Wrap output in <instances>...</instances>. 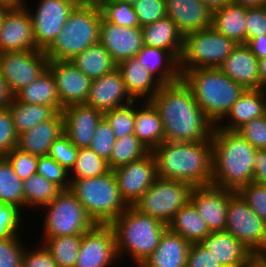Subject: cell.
I'll list each match as a JSON object with an SVG mask.
<instances>
[{
  "mask_svg": "<svg viewBox=\"0 0 266 267\" xmlns=\"http://www.w3.org/2000/svg\"><path fill=\"white\" fill-rule=\"evenodd\" d=\"M150 102L159 112L165 141L196 142L211 139L215 125L205 116L192 90L182 79L161 85Z\"/></svg>",
  "mask_w": 266,
  "mask_h": 267,
  "instance_id": "obj_1",
  "label": "cell"
},
{
  "mask_svg": "<svg viewBox=\"0 0 266 267\" xmlns=\"http://www.w3.org/2000/svg\"><path fill=\"white\" fill-rule=\"evenodd\" d=\"M152 153L159 178L185 182L192 187L212 184V139L196 142L164 141Z\"/></svg>",
  "mask_w": 266,
  "mask_h": 267,
  "instance_id": "obj_2",
  "label": "cell"
},
{
  "mask_svg": "<svg viewBox=\"0 0 266 267\" xmlns=\"http://www.w3.org/2000/svg\"><path fill=\"white\" fill-rule=\"evenodd\" d=\"M212 185L237 192L253 182L256 152L237 131L214 126L212 132Z\"/></svg>",
  "mask_w": 266,
  "mask_h": 267,
  "instance_id": "obj_3",
  "label": "cell"
},
{
  "mask_svg": "<svg viewBox=\"0 0 266 267\" xmlns=\"http://www.w3.org/2000/svg\"><path fill=\"white\" fill-rule=\"evenodd\" d=\"M181 79L192 90L195 101L215 126L246 90L225 75L220 68L186 70Z\"/></svg>",
  "mask_w": 266,
  "mask_h": 267,
  "instance_id": "obj_4",
  "label": "cell"
},
{
  "mask_svg": "<svg viewBox=\"0 0 266 267\" xmlns=\"http://www.w3.org/2000/svg\"><path fill=\"white\" fill-rule=\"evenodd\" d=\"M109 225L114 231L119 260L128 254V257L133 258L136 267L156 250L162 234L167 229V224L139 212L133 206H128Z\"/></svg>",
  "mask_w": 266,
  "mask_h": 267,
  "instance_id": "obj_5",
  "label": "cell"
},
{
  "mask_svg": "<svg viewBox=\"0 0 266 267\" xmlns=\"http://www.w3.org/2000/svg\"><path fill=\"white\" fill-rule=\"evenodd\" d=\"M102 13L97 2H80L70 13L61 32L44 51L49 61L72 60L99 42Z\"/></svg>",
  "mask_w": 266,
  "mask_h": 267,
  "instance_id": "obj_6",
  "label": "cell"
},
{
  "mask_svg": "<svg viewBox=\"0 0 266 267\" xmlns=\"http://www.w3.org/2000/svg\"><path fill=\"white\" fill-rule=\"evenodd\" d=\"M69 190L96 224H110L128 208L111 169L101 176L75 179Z\"/></svg>",
  "mask_w": 266,
  "mask_h": 267,
  "instance_id": "obj_7",
  "label": "cell"
},
{
  "mask_svg": "<svg viewBox=\"0 0 266 267\" xmlns=\"http://www.w3.org/2000/svg\"><path fill=\"white\" fill-rule=\"evenodd\" d=\"M237 44L212 26L184 36L179 60L181 75L195 68H219Z\"/></svg>",
  "mask_w": 266,
  "mask_h": 267,
  "instance_id": "obj_8",
  "label": "cell"
},
{
  "mask_svg": "<svg viewBox=\"0 0 266 267\" xmlns=\"http://www.w3.org/2000/svg\"><path fill=\"white\" fill-rule=\"evenodd\" d=\"M46 208L43 221L42 237H58L65 235H82L96 223L88 215L83 205L68 189L62 190Z\"/></svg>",
  "mask_w": 266,
  "mask_h": 267,
  "instance_id": "obj_9",
  "label": "cell"
},
{
  "mask_svg": "<svg viewBox=\"0 0 266 267\" xmlns=\"http://www.w3.org/2000/svg\"><path fill=\"white\" fill-rule=\"evenodd\" d=\"M193 187L185 182L157 178L133 207L168 224L189 201Z\"/></svg>",
  "mask_w": 266,
  "mask_h": 267,
  "instance_id": "obj_10",
  "label": "cell"
},
{
  "mask_svg": "<svg viewBox=\"0 0 266 267\" xmlns=\"http://www.w3.org/2000/svg\"><path fill=\"white\" fill-rule=\"evenodd\" d=\"M226 219L225 231L233 234L253 255L266 254V222L232 190H229Z\"/></svg>",
  "mask_w": 266,
  "mask_h": 267,
  "instance_id": "obj_11",
  "label": "cell"
},
{
  "mask_svg": "<svg viewBox=\"0 0 266 267\" xmlns=\"http://www.w3.org/2000/svg\"><path fill=\"white\" fill-rule=\"evenodd\" d=\"M48 58L43 50L0 53V74L14 96L33 82L48 68Z\"/></svg>",
  "mask_w": 266,
  "mask_h": 267,
  "instance_id": "obj_12",
  "label": "cell"
},
{
  "mask_svg": "<svg viewBox=\"0 0 266 267\" xmlns=\"http://www.w3.org/2000/svg\"><path fill=\"white\" fill-rule=\"evenodd\" d=\"M79 0H40L32 18L36 47L45 51L56 39Z\"/></svg>",
  "mask_w": 266,
  "mask_h": 267,
  "instance_id": "obj_13",
  "label": "cell"
},
{
  "mask_svg": "<svg viewBox=\"0 0 266 267\" xmlns=\"http://www.w3.org/2000/svg\"><path fill=\"white\" fill-rule=\"evenodd\" d=\"M119 262L114 231L109 224H96L82 234L75 267H111Z\"/></svg>",
  "mask_w": 266,
  "mask_h": 267,
  "instance_id": "obj_14",
  "label": "cell"
},
{
  "mask_svg": "<svg viewBox=\"0 0 266 267\" xmlns=\"http://www.w3.org/2000/svg\"><path fill=\"white\" fill-rule=\"evenodd\" d=\"M113 171L120 195L128 206H133L158 178L157 164L152 152Z\"/></svg>",
  "mask_w": 266,
  "mask_h": 267,
  "instance_id": "obj_15",
  "label": "cell"
},
{
  "mask_svg": "<svg viewBox=\"0 0 266 267\" xmlns=\"http://www.w3.org/2000/svg\"><path fill=\"white\" fill-rule=\"evenodd\" d=\"M38 50L26 2L10 7L0 24V53Z\"/></svg>",
  "mask_w": 266,
  "mask_h": 267,
  "instance_id": "obj_16",
  "label": "cell"
},
{
  "mask_svg": "<svg viewBox=\"0 0 266 267\" xmlns=\"http://www.w3.org/2000/svg\"><path fill=\"white\" fill-rule=\"evenodd\" d=\"M48 69L54 76L61 106L85 103L92 80L80 71L72 61H49Z\"/></svg>",
  "mask_w": 266,
  "mask_h": 267,
  "instance_id": "obj_17",
  "label": "cell"
},
{
  "mask_svg": "<svg viewBox=\"0 0 266 267\" xmlns=\"http://www.w3.org/2000/svg\"><path fill=\"white\" fill-rule=\"evenodd\" d=\"M99 42L117 64L123 60L134 58L145 46L141 27L118 26L103 18Z\"/></svg>",
  "mask_w": 266,
  "mask_h": 267,
  "instance_id": "obj_18",
  "label": "cell"
},
{
  "mask_svg": "<svg viewBox=\"0 0 266 267\" xmlns=\"http://www.w3.org/2000/svg\"><path fill=\"white\" fill-rule=\"evenodd\" d=\"M64 134L70 142L80 148H89L94 138L97 124L104 113L85 103L72 104L62 109Z\"/></svg>",
  "mask_w": 266,
  "mask_h": 267,
  "instance_id": "obj_19",
  "label": "cell"
},
{
  "mask_svg": "<svg viewBox=\"0 0 266 267\" xmlns=\"http://www.w3.org/2000/svg\"><path fill=\"white\" fill-rule=\"evenodd\" d=\"M190 202L206 221L210 232L225 231L229 190L214 185L193 187Z\"/></svg>",
  "mask_w": 266,
  "mask_h": 267,
  "instance_id": "obj_20",
  "label": "cell"
},
{
  "mask_svg": "<svg viewBox=\"0 0 266 267\" xmlns=\"http://www.w3.org/2000/svg\"><path fill=\"white\" fill-rule=\"evenodd\" d=\"M135 100L128 93L120 71H114L92 80L85 104L106 112L131 104Z\"/></svg>",
  "mask_w": 266,
  "mask_h": 267,
  "instance_id": "obj_21",
  "label": "cell"
},
{
  "mask_svg": "<svg viewBox=\"0 0 266 267\" xmlns=\"http://www.w3.org/2000/svg\"><path fill=\"white\" fill-rule=\"evenodd\" d=\"M166 12L183 36L212 24V12L200 0H166Z\"/></svg>",
  "mask_w": 266,
  "mask_h": 267,
  "instance_id": "obj_22",
  "label": "cell"
},
{
  "mask_svg": "<svg viewBox=\"0 0 266 267\" xmlns=\"http://www.w3.org/2000/svg\"><path fill=\"white\" fill-rule=\"evenodd\" d=\"M62 134H64V118L62 112H57L51 119L20 134L17 148L33 156H48L51 145Z\"/></svg>",
  "mask_w": 266,
  "mask_h": 267,
  "instance_id": "obj_23",
  "label": "cell"
},
{
  "mask_svg": "<svg viewBox=\"0 0 266 267\" xmlns=\"http://www.w3.org/2000/svg\"><path fill=\"white\" fill-rule=\"evenodd\" d=\"M219 68L245 89H260L258 59L246 44H237Z\"/></svg>",
  "mask_w": 266,
  "mask_h": 267,
  "instance_id": "obj_24",
  "label": "cell"
},
{
  "mask_svg": "<svg viewBox=\"0 0 266 267\" xmlns=\"http://www.w3.org/2000/svg\"><path fill=\"white\" fill-rule=\"evenodd\" d=\"M265 114L266 90L246 89L216 127L223 130L237 131L245 123ZM224 121L226 124H224Z\"/></svg>",
  "mask_w": 266,
  "mask_h": 267,
  "instance_id": "obj_25",
  "label": "cell"
},
{
  "mask_svg": "<svg viewBox=\"0 0 266 267\" xmlns=\"http://www.w3.org/2000/svg\"><path fill=\"white\" fill-rule=\"evenodd\" d=\"M200 243L223 267L243 266L253 256L247 247L227 231L211 232Z\"/></svg>",
  "mask_w": 266,
  "mask_h": 267,
  "instance_id": "obj_26",
  "label": "cell"
},
{
  "mask_svg": "<svg viewBox=\"0 0 266 267\" xmlns=\"http://www.w3.org/2000/svg\"><path fill=\"white\" fill-rule=\"evenodd\" d=\"M123 82L130 96L139 101H150L160 90L161 84L140 65L136 57L123 60L117 64Z\"/></svg>",
  "mask_w": 266,
  "mask_h": 267,
  "instance_id": "obj_27",
  "label": "cell"
},
{
  "mask_svg": "<svg viewBox=\"0 0 266 267\" xmlns=\"http://www.w3.org/2000/svg\"><path fill=\"white\" fill-rule=\"evenodd\" d=\"M190 243L168 228L156 250L139 267H186Z\"/></svg>",
  "mask_w": 266,
  "mask_h": 267,
  "instance_id": "obj_28",
  "label": "cell"
},
{
  "mask_svg": "<svg viewBox=\"0 0 266 267\" xmlns=\"http://www.w3.org/2000/svg\"><path fill=\"white\" fill-rule=\"evenodd\" d=\"M135 57L161 85L181 79L179 60L168 50L145 45Z\"/></svg>",
  "mask_w": 266,
  "mask_h": 267,
  "instance_id": "obj_29",
  "label": "cell"
},
{
  "mask_svg": "<svg viewBox=\"0 0 266 267\" xmlns=\"http://www.w3.org/2000/svg\"><path fill=\"white\" fill-rule=\"evenodd\" d=\"M138 106L135 101L134 135L152 152L165 141L163 123L159 112L150 101H142Z\"/></svg>",
  "mask_w": 266,
  "mask_h": 267,
  "instance_id": "obj_30",
  "label": "cell"
},
{
  "mask_svg": "<svg viewBox=\"0 0 266 267\" xmlns=\"http://www.w3.org/2000/svg\"><path fill=\"white\" fill-rule=\"evenodd\" d=\"M141 30L144 45L168 50L180 60L184 36L179 32L171 18L166 16L152 24L141 27Z\"/></svg>",
  "mask_w": 266,
  "mask_h": 267,
  "instance_id": "obj_31",
  "label": "cell"
},
{
  "mask_svg": "<svg viewBox=\"0 0 266 267\" xmlns=\"http://www.w3.org/2000/svg\"><path fill=\"white\" fill-rule=\"evenodd\" d=\"M249 7L232 1L212 13L211 26L236 44H246V14Z\"/></svg>",
  "mask_w": 266,
  "mask_h": 267,
  "instance_id": "obj_32",
  "label": "cell"
},
{
  "mask_svg": "<svg viewBox=\"0 0 266 267\" xmlns=\"http://www.w3.org/2000/svg\"><path fill=\"white\" fill-rule=\"evenodd\" d=\"M13 97L23 103L50 106L56 112H62L63 109L56 91L54 76L48 68Z\"/></svg>",
  "mask_w": 266,
  "mask_h": 267,
  "instance_id": "obj_33",
  "label": "cell"
},
{
  "mask_svg": "<svg viewBox=\"0 0 266 267\" xmlns=\"http://www.w3.org/2000/svg\"><path fill=\"white\" fill-rule=\"evenodd\" d=\"M167 228L190 244L200 243L211 233L206 221L190 201L177 211Z\"/></svg>",
  "mask_w": 266,
  "mask_h": 267,
  "instance_id": "obj_34",
  "label": "cell"
},
{
  "mask_svg": "<svg viewBox=\"0 0 266 267\" xmlns=\"http://www.w3.org/2000/svg\"><path fill=\"white\" fill-rule=\"evenodd\" d=\"M70 61L91 80L108 74L117 68V63L100 42L86 48Z\"/></svg>",
  "mask_w": 266,
  "mask_h": 267,
  "instance_id": "obj_35",
  "label": "cell"
},
{
  "mask_svg": "<svg viewBox=\"0 0 266 267\" xmlns=\"http://www.w3.org/2000/svg\"><path fill=\"white\" fill-rule=\"evenodd\" d=\"M8 108L18 136L37 124L51 119L57 113L50 106L23 103L14 97Z\"/></svg>",
  "mask_w": 266,
  "mask_h": 267,
  "instance_id": "obj_36",
  "label": "cell"
},
{
  "mask_svg": "<svg viewBox=\"0 0 266 267\" xmlns=\"http://www.w3.org/2000/svg\"><path fill=\"white\" fill-rule=\"evenodd\" d=\"M62 189L42 175L35 173L23 181L25 208H40L55 199Z\"/></svg>",
  "mask_w": 266,
  "mask_h": 267,
  "instance_id": "obj_37",
  "label": "cell"
},
{
  "mask_svg": "<svg viewBox=\"0 0 266 267\" xmlns=\"http://www.w3.org/2000/svg\"><path fill=\"white\" fill-rule=\"evenodd\" d=\"M42 243L59 267H75L82 235L43 237Z\"/></svg>",
  "mask_w": 266,
  "mask_h": 267,
  "instance_id": "obj_38",
  "label": "cell"
},
{
  "mask_svg": "<svg viewBox=\"0 0 266 267\" xmlns=\"http://www.w3.org/2000/svg\"><path fill=\"white\" fill-rule=\"evenodd\" d=\"M0 201L25 208L23 181L5 156H0Z\"/></svg>",
  "mask_w": 266,
  "mask_h": 267,
  "instance_id": "obj_39",
  "label": "cell"
},
{
  "mask_svg": "<svg viewBox=\"0 0 266 267\" xmlns=\"http://www.w3.org/2000/svg\"><path fill=\"white\" fill-rule=\"evenodd\" d=\"M149 151L134 135L130 134L116 139L110 160L107 162L111 170L130 162L137 161L147 155Z\"/></svg>",
  "mask_w": 266,
  "mask_h": 267,
  "instance_id": "obj_40",
  "label": "cell"
},
{
  "mask_svg": "<svg viewBox=\"0 0 266 267\" xmlns=\"http://www.w3.org/2000/svg\"><path fill=\"white\" fill-rule=\"evenodd\" d=\"M110 170L108 163L90 148H80L74 167L69 172L70 183L75 179L97 177Z\"/></svg>",
  "mask_w": 266,
  "mask_h": 267,
  "instance_id": "obj_41",
  "label": "cell"
},
{
  "mask_svg": "<svg viewBox=\"0 0 266 267\" xmlns=\"http://www.w3.org/2000/svg\"><path fill=\"white\" fill-rule=\"evenodd\" d=\"M98 5L102 18L118 26L140 27L137 15L132 5L119 1L99 0Z\"/></svg>",
  "mask_w": 266,
  "mask_h": 267,
  "instance_id": "obj_42",
  "label": "cell"
},
{
  "mask_svg": "<svg viewBox=\"0 0 266 267\" xmlns=\"http://www.w3.org/2000/svg\"><path fill=\"white\" fill-rule=\"evenodd\" d=\"M104 118L110 124L116 139L134 134L135 101L129 105L104 112Z\"/></svg>",
  "mask_w": 266,
  "mask_h": 267,
  "instance_id": "obj_43",
  "label": "cell"
},
{
  "mask_svg": "<svg viewBox=\"0 0 266 267\" xmlns=\"http://www.w3.org/2000/svg\"><path fill=\"white\" fill-rule=\"evenodd\" d=\"M22 214L24 212L16 205L0 201V239L17 237L20 234L24 217Z\"/></svg>",
  "mask_w": 266,
  "mask_h": 267,
  "instance_id": "obj_44",
  "label": "cell"
},
{
  "mask_svg": "<svg viewBox=\"0 0 266 267\" xmlns=\"http://www.w3.org/2000/svg\"><path fill=\"white\" fill-rule=\"evenodd\" d=\"M115 142V134L110 124L103 117L96 126L94 138L89 148L99 157L108 162Z\"/></svg>",
  "mask_w": 266,
  "mask_h": 267,
  "instance_id": "obj_45",
  "label": "cell"
},
{
  "mask_svg": "<svg viewBox=\"0 0 266 267\" xmlns=\"http://www.w3.org/2000/svg\"><path fill=\"white\" fill-rule=\"evenodd\" d=\"M250 209L266 222V185L250 182L237 191Z\"/></svg>",
  "mask_w": 266,
  "mask_h": 267,
  "instance_id": "obj_46",
  "label": "cell"
},
{
  "mask_svg": "<svg viewBox=\"0 0 266 267\" xmlns=\"http://www.w3.org/2000/svg\"><path fill=\"white\" fill-rule=\"evenodd\" d=\"M36 173L55 183L62 190L70 188L69 172L50 156L38 158Z\"/></svg>",
  "mask_w": 266,
  "mask_h": 267,
  "instance_id": "obj_47",
  "label": "cell"
},
{
  "mask_svg": "<svg viewBox=\"0 0 266 267\" xmlns=\"http://www.w3.org/2000/svg\"><path fill=\"white\" fill-rule=\"evenodd\" d=\"M77 152L78 148L70 142L65 134H62L51 145L48 156L54 159L68 172H71L76 162Z\"/></svg>",
  "mask_w": 266,
  "mask_h": 267,
  "instance_id": "obj_48",
  "label": "cell"
},
{
  "mask_svg": "<svg viewBox=\"0 0 266 267\" xmlns=\"http://www.w3.org/2000/svg\"><path fill=\"white\" fill-rule=\"evenodd\" d=\"M133 8L140 27L152 24L167 16L166 0H139Z\"/></svg>",
  "mask_w": 266,
  "mask_h": 267,
  "instance_id": "obj_49",
  "label": "cell"
},
{
  "mask_svg": "<svg viewBox=\"0 0 266 267\" xmlns=\"http://www.w3.org/2000/svg\"><path fill=\"white\" fill-rule=\"evenodd\" d=\"M17 237H10L7 239H0V267H21L22 257L26 247L23 246L22 239Z\"/></svg>",
  "mask_w": 266,
  "mask_h": 267,
  "instance_id": "obj_50",
  "label": "cell"
},
{
  "mask_svg": "<svg viewBox=\"0 0 266 267\" xmlns=\"http://www.w3.org/2000/svg\"><path fill=\"white\" fill-rule=\"evenodd\" d=\"M5 157L11 163L16 175L22 181L34 175L37 171L39 157L24 152L17 147L13 148Z\"/></svg>",
  "mask_w": 266,
  "mask_h": 267,
  "instance_id": "obj_51",
  "label": "cell"
},
{
  "mask_svg": "<svg viewBox=\"0 0 266 267\" xmlns=\"http://www.w3.org/2000/svg\"><path fill=\"white\" fill-rule=\"evenodd\" d=\"M237 132L258 151L266 149V114L245 123Z\"/></svg>",
  "mask_w": 266,
  "mask_h": 267,
  "instance_id": "obj_52",
  "label": "cell"
},
{
  "mask_svg": "<svg viewBox=\"0 0 266 267\" xmlns=\"http://www.w3.org/2000/svg\"><path fill=\"white\" fill-rule=\"evenodd\" d=\"M17 146L18 135L9 108L0 109V156H6Z\"/></svg>",
  "mask_w": 266,
  "mask_h": 267,
  "instance_id": "obj_53",
  "label": "cell"
},
{
  "mask_svg": "<svg viewBox=\"0 0 266 267\" xmlns=\"http://www.w3.org/2000/svg\"><path fill=\"white\" fill-rule=\"evenodd\" d=\"M246 43L254 37L266 34V7H251L247 9Z\"/></svg>",
  "mask_w": 266,
  "mask_h": 267,
  "instance_id": "obj_54",
  "label": "cell"
},
{
  "mask_svg": "<svg viewBox=\"0 0 266 267\" xmlns=\"http://www.w3.org/2000/svg\"><path fill=\"white\" fill-rule=\"evenodd\" d=\"M186 267H223L201 243L190 245Z\"/></svg>",
  "mask_w": 266,
  "mask_h": 267,
  "instance_id": "obj_55",
  "label": "cell"
},
{
  "mask_svg": "<svg viewBox=\"0 0 266 267\" xmlns=\"http://www.w3.org/2000/svg\"><path fill=\"white\" fill-rule=\"evenodd\" d=\"M34 248L33 251H28V248L24 250L21 267H59L43 244Z\"/></svg>",
  "mask_w": 266,
  "mask_h": 267,
  "instance_id": "obj_56",
  "label": "cell"
},
{
  "mask_svg": "<svg viewBox=\"0 0 266 267\" xmlns=\"http://www.w3.org/2000/svg\"><path fill=\"white\" fill-rule=\"evenodd\" d=\"M253 182L266 185V149L256 152Z\"/></svg>",
  "mask_w": 266,
  "mask_h": 267,
  "instance_id": "obj_57",
  "label": "cell"
},
{
  "mask_svg": "<svg viewBox=\"0 0 266 267\" xmlns=\"http://www.w3.org/2000/svg\"><path fill=\"white\" fill-rule=\"evenodd\" d=\"M246 45L257 59L266 57V34L252 38Z\"/></svg>",
  "mask_w": 266,
  "mask_h": 267,
  "instance_id": "obj_58",
  "label": "cell"
},
{
  "mask_svg": "<svg viewBox=\"0 0 266 267\" xmlns=\"http://www.w3.org/2000/svg\"><path fill=\"white\" fill-rule=\"evenodd\" d=\"M12 99L13 95L9 91L3 76L0 74V109L8 107Z\"/></svg>",
  "mask_w": 266,
  "mask_h": 267,
  "instance_id": "obj_59",
  "label": "cell"
},
{
  "mask_svg": "<svg viewBox=\"0 0 266 267\" xmlns=\"http://www.w3.org/2000/svg\"><path fill=\"white\" fill-rule=\"evenodd\" d=\"M240 267H266V256L253 255L243 266Z\"/></svg>",
  "mask_w": 266,
  "mask_h": 267,
  "instance_id": "obj_60",
  "label": "cell"
},
{
  "mask_svg": "<svg viewBox=\"0 0 266 267\" xmlns=\"http://www.w3.org/2000/svg\"><path fill=\"white\" fill-rule=\"evenodd\" d=\"M212 13L224 5L231 2V0H200Z\"/></svg>",
  "mask_w": 266,
  "mask_h": 267,
  "instance_id": "obj_61",
  "label": "cell"
},
{
  "mask_svg": "<svg viewBox=\"0 0 266 267\" xmlns=\"http://www.w3.org/2000/svg\"><path fill=\"white\" fill-rule=\"evenodd\" d=\"M260 89L266 90V57L258 59Z\"/></svg>",
  "mask_w": 266,
  "mask_h": 267,
  "instance_id": "obj_62",
  "label": "cell"
},
{
  "mask_svg": "<svg viewBox=\"0 0 266 267\" xmlns=\"http://www.w3.org/2000/svg\"><path fill=\"white\" fill-rule=\"evenodd\" d=\"M233 3L239 4L245 7H265L266 0H231Z\"/></svg>",
  "mask_w": 266,
  "mask_h": 267,
  "instance_id": "obj_63",
  "label": "cell"
},
{
  "mask_svg": "<svg viewBox=\"0 0 266 267\" xmlns=\"http://www.w3.org/2000/svg\"><path fill=\"white\" fill-rule=\"evenodd\" d=\"M24 2L25 0H0V3H4L9 7H17L19 5H22Z\"/></svg>",
  "mask_w": 266,
  "mask_h": 267,
  "instance_id": "obj_64",
  "label": "cell"
},
{
  "mask_svg": "<svg viewBox=\"0 0 266 267\" xmlns=\"http://www.w3.org/2000/svg\"><path fill=\"white\" fill-rule=\"evenodd\" d=\"M10 7L4 3H0V24L2 23V19L6 12L8 11Z\"/></svg>",
  "mask_w": 266,
  "mask_h": 267,
  "instance_id": "obj_65",
  "label": "cell"
},
{
  "mask_svg": "<svg viewBox=\"0 0 266 267\" xmlns=\"http://www.w3.org/2000/svg\"><path fill=\"white\" fill-rule=\"evenodd\" d=\"M111 1H119V2H124V3H128L130 5H134L137 1L139 0H111Z\"/></svg>",
  "mask_w": 266,
  "mask_h": 267,
  "instance_id": "obj_66",
  "label": "cell"
},
{
  "mask_svg": "<svg viewBox=\"0 0 266 267\" xmlns=\"http://www.w3.org/2000/svg\"><path fill=\"white\" fill-rule=\"evenodd\" d=\"M80 2H98L99 0H79Z\"/></svg>",
  "mask_w": 266,
  "mask_h": 267,
  "instance_id": "obj_67",
  "label": "cell"
}]
</instances>
